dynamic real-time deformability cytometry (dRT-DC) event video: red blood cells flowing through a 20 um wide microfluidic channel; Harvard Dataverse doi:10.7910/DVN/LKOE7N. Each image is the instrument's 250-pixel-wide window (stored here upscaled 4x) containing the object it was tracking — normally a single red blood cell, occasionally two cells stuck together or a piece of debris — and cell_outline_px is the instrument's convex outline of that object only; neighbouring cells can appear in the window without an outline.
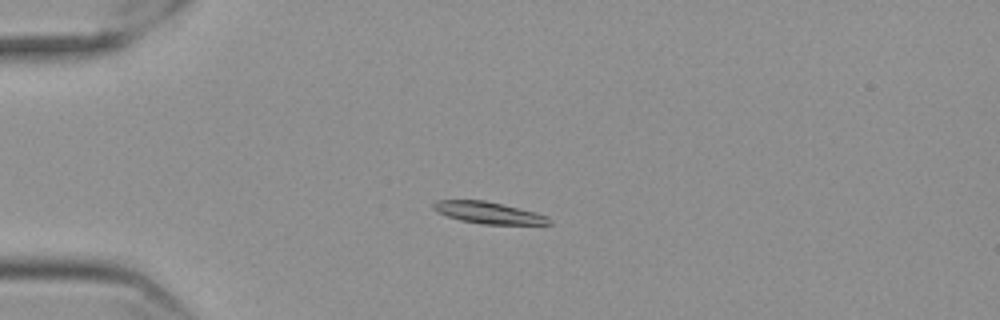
{"species": "Egyptian fruit bat (a non-hibernating species)", "species_latin": "Rousettus aegyptiacus", "temperature_condition": "cold", "stored_images_in_passage": 44, "camera_frame_rate_fps": 3000, "um_per_image_px": 0.085, "frame": {"image": 1, "passage_image": 1, "time_ms": 0.0, "image_size_px": [1000, 320], "cell_outline_px": [[552, 224], [480, 224], [460, 220], [436, 212], [432, 208], [432, 204], [436, 200], [484, 200], [536, 212], [548, 216], [552, 220]], "centroid_in_image_um": [41.51, 18.08], "position_along_channel_um": 43.5, "area_um2": 14.68}}
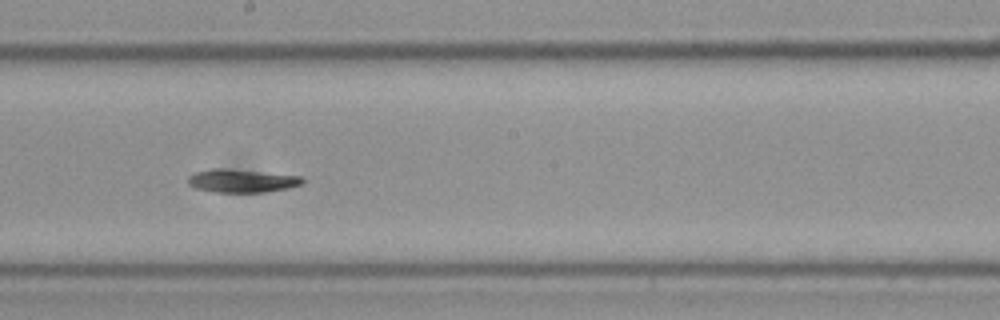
{"frame": {"image": 2, "passage_image": 19, "time_ms": 6.0, "image_size_px": [1000, 320], "cell_outline_px": [[304, 184], [288, 188], [268, 192], [216, 192], [196, 188], [188, 184], [188, 176], [196, 172], [212, 168], [224, 168], [300, 176], [304, 180]], "centroid_in_image_um": [20.56, 15.37], "position_along_channel_um": 227.6, "area_um2": 15.43}}
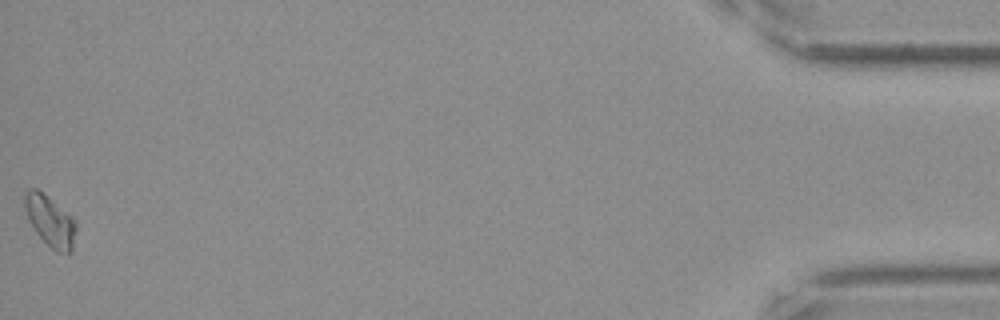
{"frame": {"image": 3, "passage_image": 44, "time_ms": 14.333, "image_size_px": [1000, 320], "cell_outline_px": [[76, 228], [72, 252], [56, 252], [36, 232], [28, 220], [24, 208], [24, 196], [32, 188], [36, 188], [52, 200], [72, 216], [76, 220]], "centroid_in_image_um": [4.27, 18.79], "position_along_channel_um": 430.9, "area_um2": 14.97}, "authors_computed_cell_mechanics": {"area_um2": 15.1147, "velocity_mm_per_s": 3.5376, "shape_relaxation_time_tau1_ms": 4.396, "shape_relaxation_time_tau2_ms": null, "deformation_change_tau1": 0.1212, "deformation_change_tau2": null}}